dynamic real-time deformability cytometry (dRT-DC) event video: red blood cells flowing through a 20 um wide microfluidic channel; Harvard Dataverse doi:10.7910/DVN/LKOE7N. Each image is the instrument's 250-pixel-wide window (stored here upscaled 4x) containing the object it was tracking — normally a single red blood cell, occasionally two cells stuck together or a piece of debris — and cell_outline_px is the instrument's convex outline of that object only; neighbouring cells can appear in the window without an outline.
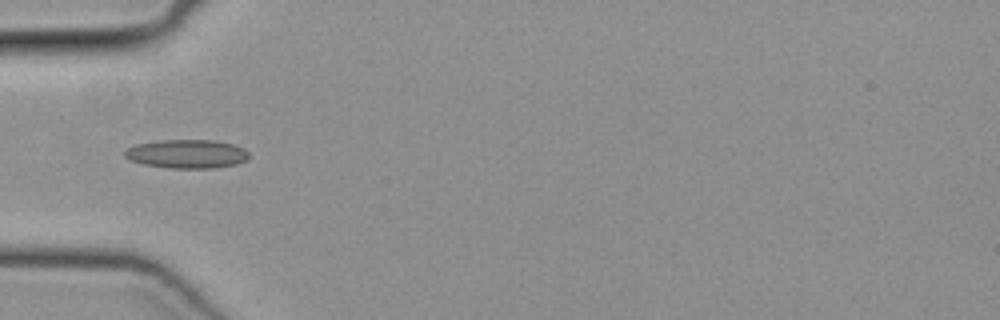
{"species": "common noctule bat (a hibernating species)", "species_latin": "Nyctalus noctula", "temperature_condition": "cold", "stored_images_in_passage": 34, "camera_frame_rate_fps": 3000, "um_per_image_px": 0.085, "animal": {"sex": "female", "body_mass_g": 19.3, "forearm_length_mm": 54.1}, "frame": {"image": 1, "passage_image": 1, "time_ms": 0.0, "image_size_px": [1000, 320], "cell_outline_px": [[248, 160], [236, 164], [216, 168], [168, 168], [144, 164], [128, 160], [124, 156], [124, 152], [128, 148], [136, 144], [160, 140], [216, 140], [232, 144], [244, 148], [248, 152]], "centroid_in_image_um": [15.89, 13.08], "position_along_channel_um": 69.1, "area_um2": 20.92}}
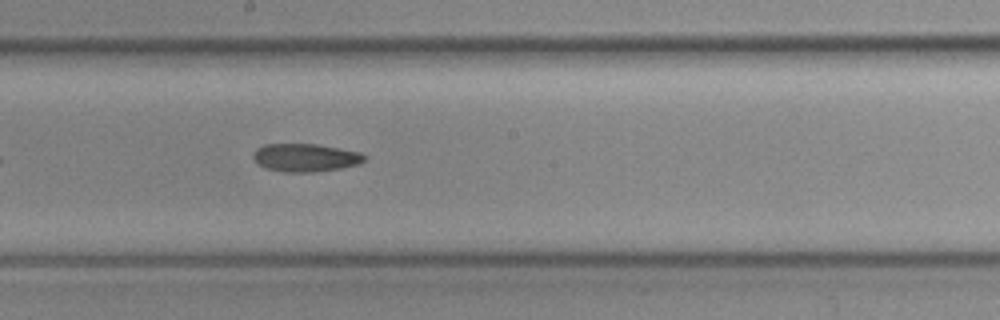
{"frame": {"image": 2, "passage_image": 12, "time_ms": 3.667, "image_size_px": [1000, 320], "cell_outline_px": [[364, 160], [360, 164], [340, 168], [316, 172], [284, 172], [264, 168], [252, 156], [256, 148], [264, 144], [316, 144], [360, 152], [364, 156]], "centroid_in_image_um": [25.94, 13.4], "position_along_channel_um": 222.3, "area_um2": 18.09}}
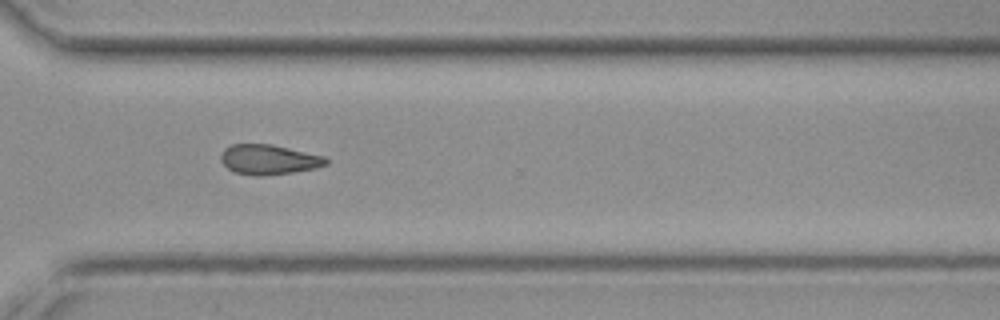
{"frame": {"image": 3, "passage_image": 21, "time_ms": 6.667, "image_size_px": [1000, 320], "cell_outline_px": [[328, 164], [316, 168], [292, 172], [260, 176], [256, 176], [236, 172], [228, 168], [220, 160], [220, 152], [224, 148], [232, 144], [272, 144], [324, 156], [328, 160]], "centroid_in_image_um": [22.83, 13.55], "position_along_channel_um": 347.8, "area_um2": 18.32}}